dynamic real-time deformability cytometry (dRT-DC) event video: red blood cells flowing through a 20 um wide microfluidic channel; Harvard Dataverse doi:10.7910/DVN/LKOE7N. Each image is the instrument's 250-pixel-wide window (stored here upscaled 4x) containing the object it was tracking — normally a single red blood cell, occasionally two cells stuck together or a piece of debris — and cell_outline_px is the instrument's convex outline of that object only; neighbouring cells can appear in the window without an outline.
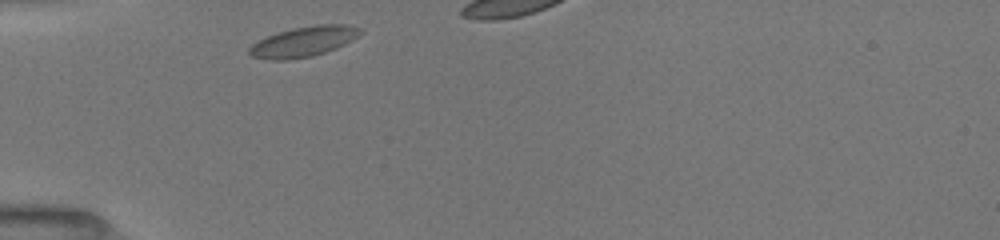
{"species": "common noctule bat (a hibernating species)", "species_latin": "Nyctalus noctula", "temperature_condition": "room temperature", "stored_images_in_passage": 15, "camera_frame_rate_fps": 3000, "um_per_image_px": 0.085, "animal": {"sex": "female", "body_mass_g": 19.5, "forearm_length_mm": 54.1}, "frame": {"image": 1, "passage_image": 1, "time_ms": 0.0, "image_size_px": [1000, 240], "cell_outline_px": [[364, 32], [352, 40], [336, 48], [312, 56], [288, 60], [272, 60], [252, 56], [248, 52], [248, 48], [256, 40], [276, 32], [292, 28], [316, 24], [344, 24], [360, 28]], "centroid_in_image_um": [25.78, 3.52], "position_along_channel_um": 59.2, "area_um2": 19.71}}
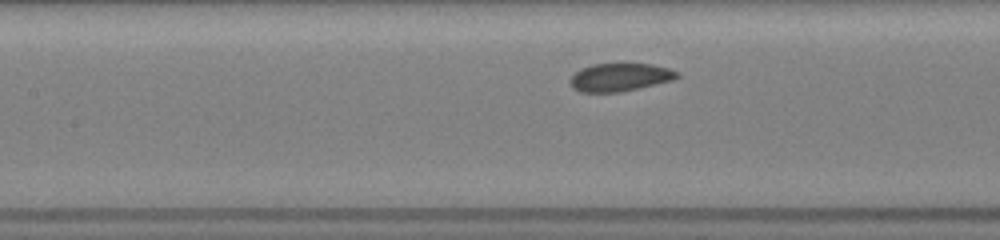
{"frame": {"image": 2, "passage_image": 9, "time_ms": 2.667, "image_size_px": [1000, 240], "cell_outline_px": [[680, 76], [672, 80], [640, 88], [620, 92], [580, 92], [572, 88], [572, 76], [576, 72], [592, 64], [620, 60], [624, 60], [648, 64], [668, 68], [680, 72]], "centroid_in_image_um": [52.73, 6.51], "position_along_channel_um": 154.7, "area_um2": 18.09}}
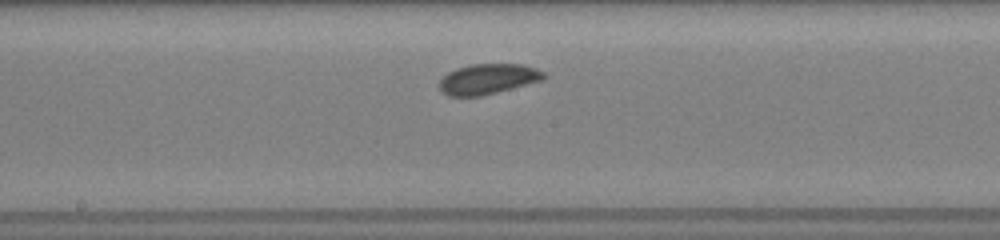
{"frame": {"image": 3, "passage_image": 13, "time_ms": 4.0, "image_size_px": [1000, 240], "cell_outline_px": [[548, 76], [544, 80], [480, 96], [448, 96], [440, 88], [440, 80], [448, 72], [456, 68], [468, 64], [524, 64], [536, 68], [544, 72]], "centroid_in_image_um": [41.51, 6.7], "position_along_channel_um": 206.7, "area_um2": 18.5}}